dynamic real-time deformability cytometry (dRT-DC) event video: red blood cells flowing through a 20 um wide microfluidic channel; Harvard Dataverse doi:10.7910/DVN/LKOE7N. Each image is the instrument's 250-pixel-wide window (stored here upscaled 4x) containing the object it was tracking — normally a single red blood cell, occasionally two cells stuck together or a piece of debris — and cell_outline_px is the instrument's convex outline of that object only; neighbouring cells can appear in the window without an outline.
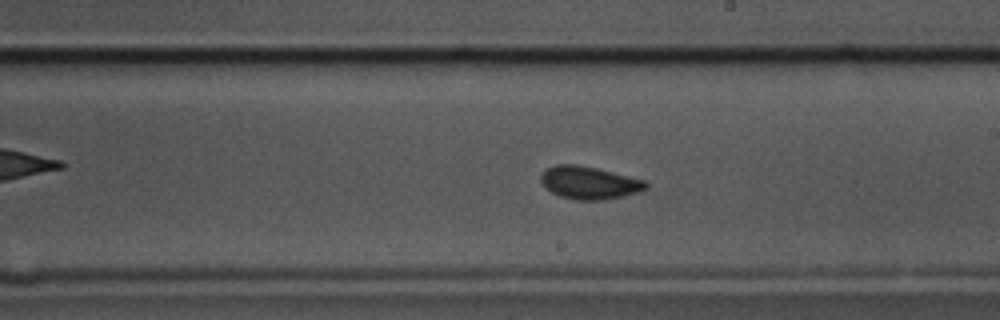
{"species": "common noctule bat (a hibernating species)", "species_latin": "Nyctalus noctula", "temperature_condition": "cold", "stored_images_in_passage": 56, "camera_frame_rate_fps": 3000, "um_per_image_px": 0.085, "animal": {"sex": "male", "body_mass_g": 17.5, "forearm_length_mm": 52.3}, "frame": {"image": 1, "passage_image": 32, "time_ms": 10.333, "image_size_px": [1000, 320], "cell_outline_px": [[648, 188], [640, 192], [624, 196], [604, 200], [576, 200], [560, 196], [552, 192], [540, 180], [540, 176], [548, 168], [556, 164], [576, 164], [596, 168], [644, 180], [648, 184]], "centroid_in_image_um": [50.12, 15.54], "position_along_channel_um": 238.9, "area_um2": 19.88}, "authors_computed_cell_mechanics": {"area_um2": 19.4786, "velocity_mm_per_s": 3.5576, "shape_relaxation_time_tau1_ms": null, "shape_relaxation_time_tau2_ms": 2.0736, "deformation_change_tau1": null, "deformation_change_tau2": 0.0445}}